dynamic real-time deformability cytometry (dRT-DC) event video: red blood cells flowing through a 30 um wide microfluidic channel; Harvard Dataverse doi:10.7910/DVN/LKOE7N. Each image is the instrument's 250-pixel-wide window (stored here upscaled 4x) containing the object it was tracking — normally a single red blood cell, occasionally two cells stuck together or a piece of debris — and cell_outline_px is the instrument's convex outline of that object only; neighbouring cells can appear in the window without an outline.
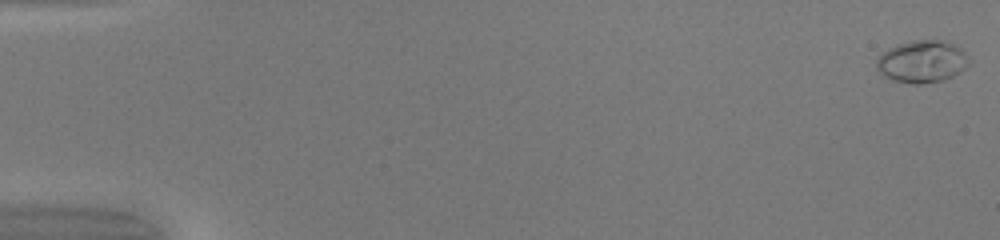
{"species": "common noctule bat (a hibernating species)", "species_latin": "Nyctalus noctula", "temperature_condition": "warm", "stored_images_in_passage": 50, "camera_frame_rate_fps": 3000, "um_per_image_px": 0.085, "animal": {"sex": "female", "body_mass_g": 20.0, "forearm_length_mm": 54.0}, "frame": {"image": 1, "passage_image": 1, "time_ms": 0.0, "image_size_px": [1000, 240], "cell_outline_px": [[972, 64], [960, 72], [944, 80], [920, 84], [912, 84], [892, 80], [880, 76], [876, 68], [876, 60], [888, 48], [896, 44], [912, 40], [944, 40], [960, 48], [968, 56]], "centroid_in_image_um": [78.37, 5.24], "position_along_channel_um": 6.6, "area_um2": 23.18}}
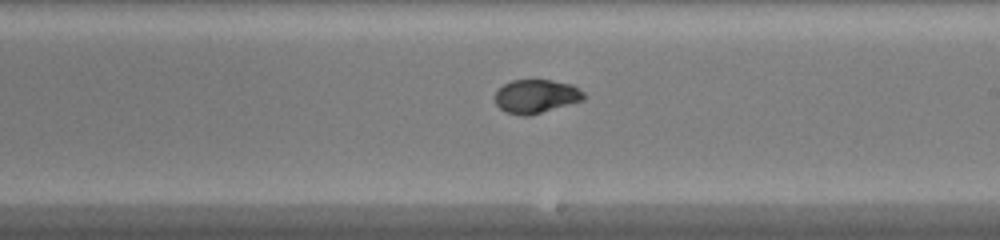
{"frame": {"image": 2, "passage_image": 30, "time_ms": 9.667, "image_size_px": [1000, 240], "cell_outline_px": [[588, 96], [584, 100], [528, 116], [520, 116], [504, 112], [496, 104], [496, 92], [504, 84], [512, 80], [552, 80], [572, 84], [584, 92]], "centroid_in_image_um": [45.6, 8.19], "position_along_channel_um": 243.4, "area_um2": 17.51}}
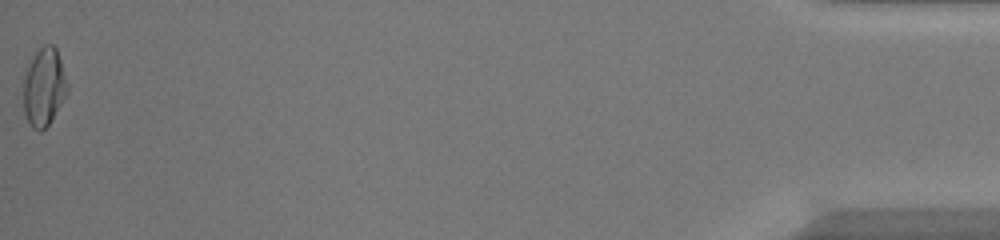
{"frame": {"image": 3, "passage_image": 50, "time_ms": 16.333, "image_size_px": [1000, 240], "cell_outline_px": [[68, 92], [48, 124], [40, 132], [32, 128], [24, 116], [24, 68], [32, 56], [44, 44], [52, 44], [56, 48], [68, 84]], "centroid_in_image_um": [3.71, 7.38], "position_along_channel_um": 431.5, "area_um2": 20.06}, "authors_computed_cell_mechanics": {"area_um2": 18.207, "velocity_mm_per_s": 4.2341, "shape_relaxation_time_tau1_ms": 7.7561, "shape_relaxation_time_tau2_ms": null, "deformation_change_tau1": 0.2838, "deformation_change_tau2": null}}